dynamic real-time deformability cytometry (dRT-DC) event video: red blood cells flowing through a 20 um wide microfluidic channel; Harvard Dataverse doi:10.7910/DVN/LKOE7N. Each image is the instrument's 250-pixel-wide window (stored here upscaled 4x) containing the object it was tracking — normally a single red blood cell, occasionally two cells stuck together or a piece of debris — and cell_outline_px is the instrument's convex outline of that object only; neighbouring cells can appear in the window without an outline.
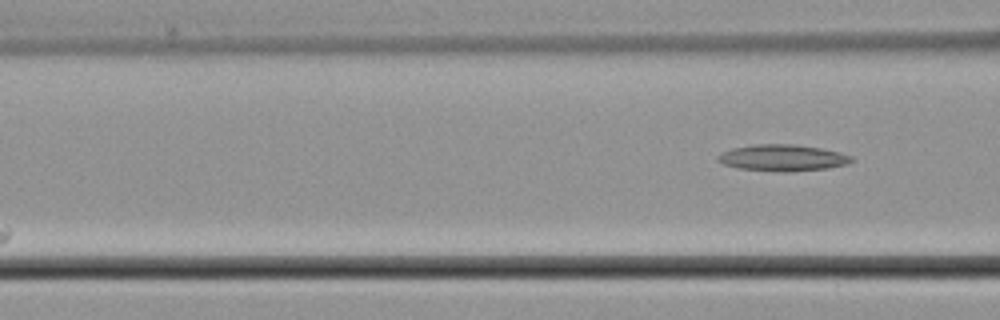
{"species": "common noctule bat (a hibernating species)", "species_latin": "Nyctalus noctula", "temperature_condition": "cold", "stored_images_in_passage": 7, "segment_of_instrument_passage": [2, 2], "camera_frame_rate_fps": 3000, "um_per_image_px": 0.085, "animal": {"sex": "male", "body_mass_g": 21.5, "forearm_length_mm": 52.0}, "frame": {"image": 1, "passage_image": 7, "time_ms": 8.667, "image_size_px": [1000, 320], "cell_outline_px": [[852, 160], [848, 164], [828, 168], [736, 168], [724, 164], [716, 160], [716, 156], [720, 152], [732, 148], [752, 144], [792, 144], [820, 148], [840, 152], [852, 156]], "centroid_in_image_um": [66.47, 13.34], "position_along_channel_um": 100.1, "area_um2": 19.36}}